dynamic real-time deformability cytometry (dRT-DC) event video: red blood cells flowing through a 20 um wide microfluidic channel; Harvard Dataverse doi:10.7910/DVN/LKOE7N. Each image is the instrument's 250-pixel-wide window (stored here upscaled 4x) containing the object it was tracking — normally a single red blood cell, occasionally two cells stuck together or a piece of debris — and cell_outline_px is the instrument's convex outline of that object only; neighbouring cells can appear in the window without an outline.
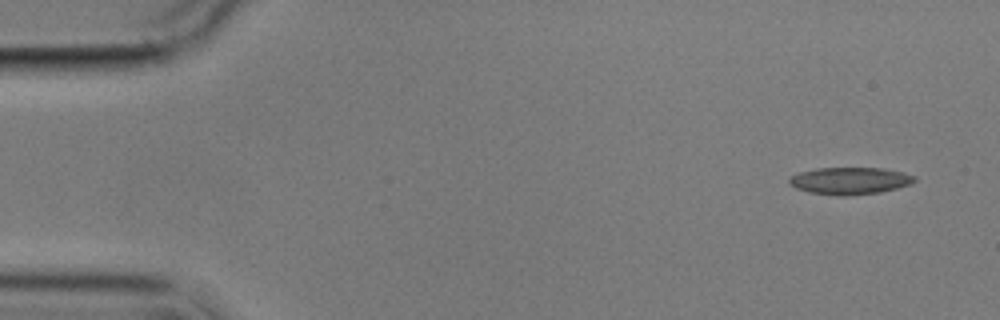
{"species": "common noctule bat (a hibernating species)", "species_latin": "Nyctalus noctula", "temperature_condition": "cold", "stored_images_in_passage": 6, "camera_frame_rate_fps": 3000, "um_per_image_px": 0.085, "animal": {"sex": "male", "body_mass_g": 17.9}, "frame": {"image": 1, "passage_image": 1, "time_ms": 0.0, "image_size_px": [1000, 320], "cell_outline_px": [[916, 180], [912, 184], [880, 192], [844, 196], [836, 196], [808, 192], [796, 188], [788, 184], [788, 180], [792, 176], [800, 172], [816, 168], [884, 168], [904, 172], [916, 176]], "centroid_in_image_um": [72.25, 15.37], "position_along_channel_um": 12.7, "area_um2": 19.94}}
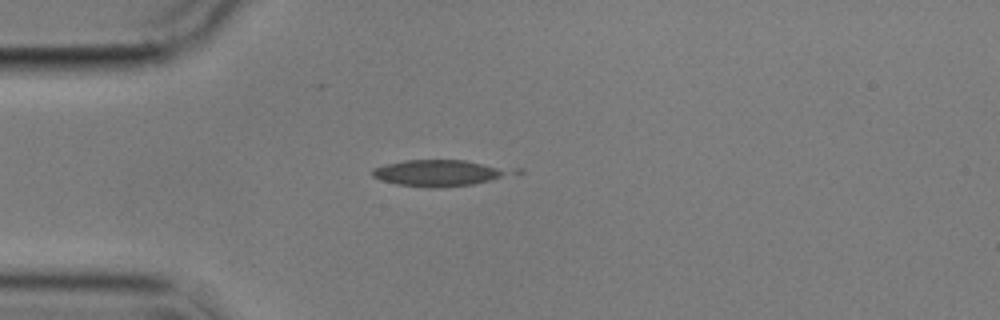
{"frame": {"image": 2, "passage_image": 4, "time_ms": 3.667, "image_size_px": [1000, 320], "cell_outline_px": [[524, 172], [472, 184], [436, 188], [428, 188], [396, 184], [380, 180], [372, 176], [372, 168], [384, 164], [404, 160], [464, 160], [524, 168]], "centroid_in_image_um": [37.49, 14.68], "position_along_channel_um": 47.5, "area_um2": 22.2}}